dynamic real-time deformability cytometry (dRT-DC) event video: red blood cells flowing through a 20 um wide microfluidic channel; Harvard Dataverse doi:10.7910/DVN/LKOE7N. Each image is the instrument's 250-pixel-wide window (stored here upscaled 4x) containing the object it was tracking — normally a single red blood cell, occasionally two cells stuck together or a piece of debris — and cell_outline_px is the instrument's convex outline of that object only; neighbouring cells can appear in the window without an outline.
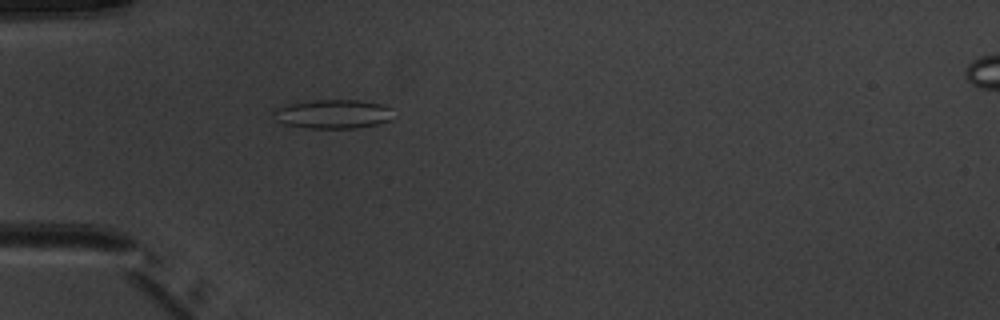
{"species": "common noctule bat (a hibernating species)", "species_latin": "Nyctalus noctula", "temperature_condition": "warm", "stored_images_in_passage": 5, "camera_frame_rate_fps": 3000, "um_per_image_px": 0.085, "animal": {"sex": "male", "body_mass_g": 20.1, "forearm_length_mm": 53.5}, "frame": {"image": 1, "passage_image": 4, "time_ms": 4.333, "image_size_px": [1000, 320], "cell_outline_px": [[392, 108], [388, 120], [376, 124], [356, 128], [308, 128], [284, 124], [276, 120], [272, 112], [276, 108], [288, 104], [316, 100], [360, 100], [384, 104]], "centroid_in_image_um": [28.28, 9.68], "position_along_channel_um": 56.7, "area_um2": 20.11}}